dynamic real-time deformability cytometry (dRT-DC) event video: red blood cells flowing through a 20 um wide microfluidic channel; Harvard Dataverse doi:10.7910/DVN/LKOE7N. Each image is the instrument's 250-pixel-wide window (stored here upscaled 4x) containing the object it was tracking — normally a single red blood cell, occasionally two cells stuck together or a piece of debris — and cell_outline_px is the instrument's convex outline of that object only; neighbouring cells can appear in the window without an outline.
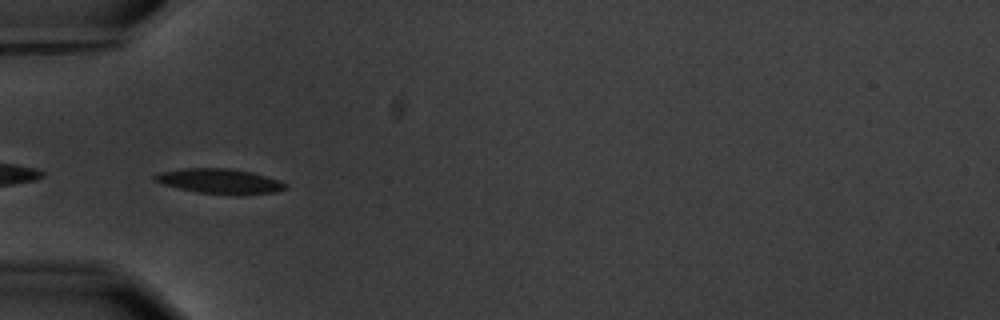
{"species": "common noctule bat (a hibernating species)", "species_latin": "Nyctalus noctula", "temperature_condition": "warm", "stored_images_in_passage": 6, "camera_frame_rate_fps": 3000, "um_per_image_px": 0.085, "animal": {"sex": "male", "body_mass_g": 20.1, "forearm_length_mm": 53.5}, "frame": {"image": 1, "passage_image": 5, "time_ms": 4.667, "image_size_px": [1000, 320], "cell_outline_px": [[288, 188], [276, 192], [196, 192], [164, 184], [152, 180], [152, 176], [160, 172], [184, 168], [228, 168], [252, 172], [280, 180], [288, 184]], "centroid_in_image_um": [18.64, 15.35], "position_along_channel_um": 66.4, "area_um2": 18.15}}
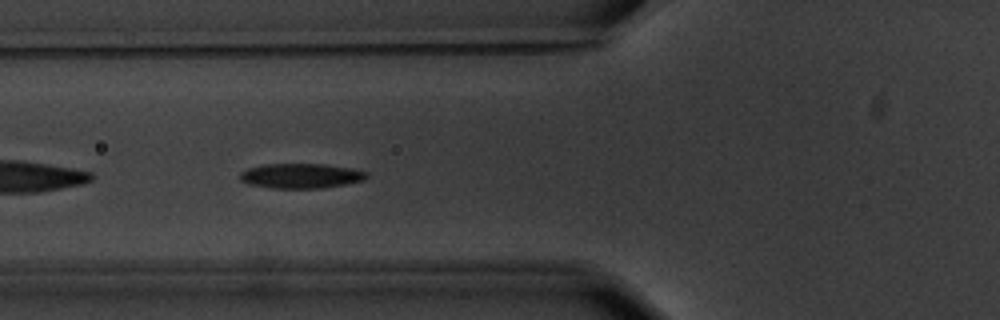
{"frame": {"image": 2, "passage_image": 6, "time_ms": 5.667, "image_size_px": [1000, 320], "cell_outline_px": [[368, 176], [364, 180], [344, 184], [320, 188], [272, 188], [248, 184], [240, 180], [240, 172], [248, 168], [264, 164], [324, 164], [352, 168], [368, 172]], "centroid_in_image_um": [25.57, 14.94], "position_along_channel_um": 100.2, "area_um2": 18.32}}